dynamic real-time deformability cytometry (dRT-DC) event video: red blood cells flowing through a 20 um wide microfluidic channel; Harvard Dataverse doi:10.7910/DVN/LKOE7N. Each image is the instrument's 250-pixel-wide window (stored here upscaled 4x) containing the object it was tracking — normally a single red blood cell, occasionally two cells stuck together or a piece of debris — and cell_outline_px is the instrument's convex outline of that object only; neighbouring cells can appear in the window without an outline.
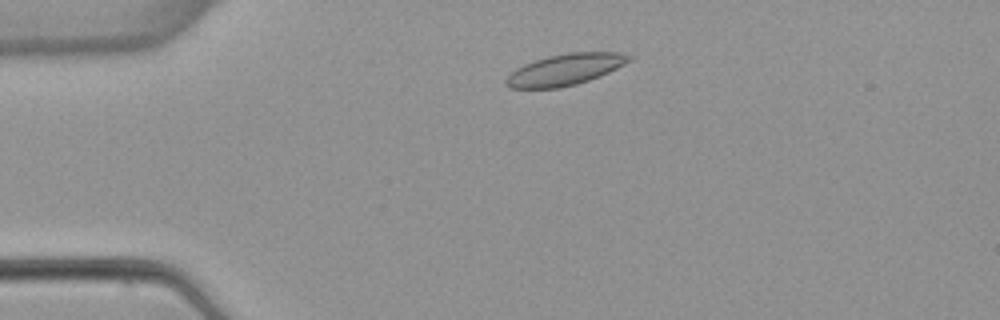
{"species": "common noctule bat (a hibernating species)", "species_latin": "Nyctalus noctula", "temperature_condition": "warm", "stored_images_in_passage": 3, "camera_frame_rate_fps": 3000, "um_per_image_px": 0.085, "animal": {"sex": "female", "body_mass_g": 22.7, "forearm_length_mm": 54.2}, "frame": {"image": 1, "passage_image": 2, "time_ms": 1.333, "image_size_px": [1000, 320], "cell_outline_px": [[632, 60], [608, 72], [588, 80], [576, 84], [560, 88], [508, 88], [504, 84], [504, 80], [516, 68], [524, 64], [548, 56], [568, 52], [620, 52], [632, 56]], "centroid_in_image_um": [48.01, 5.91], "position_along_channel_um": 37.0, "area_um2": 22.37}}